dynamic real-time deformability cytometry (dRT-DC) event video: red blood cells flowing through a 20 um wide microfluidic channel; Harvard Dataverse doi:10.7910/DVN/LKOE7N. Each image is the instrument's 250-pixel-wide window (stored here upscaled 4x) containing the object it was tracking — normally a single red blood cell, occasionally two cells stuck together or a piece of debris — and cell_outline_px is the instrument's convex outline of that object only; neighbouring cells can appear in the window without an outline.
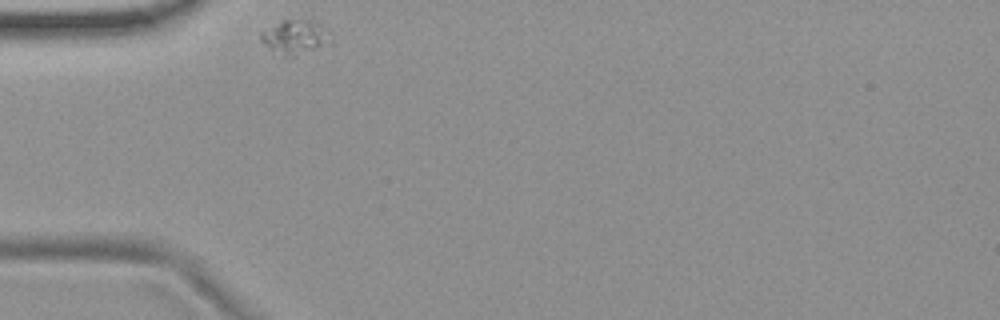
{"species": "common noctule bat (a hibernating species)", "species_latin": "Nyctalus noctula", "temperature_condition": "room temperature", "stored_images_in_passage": 33, "camera_frame_rate_fps": 3000, "um_per_image_px": 0.085, "animal": {"sex": "female", "body_mass_g": 19.9}, "frame": {"image": 1, "passage_image": 1, "time_ms": 0.0, "image_size_px": [1000, 320], "cell_outline_px": [[332, 44], [284, 60], [260, 40], [260, 32], [280, 20], [312, 16], [320, 24], [332, 40]], "centroid_in_image_um": [25.09, 3.13], "position_along_channel_um": 59.9, "area_um2": 14.85}}
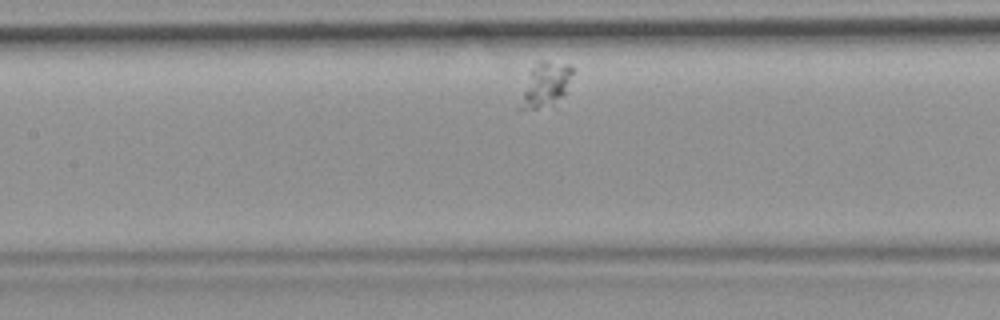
{"frame": {"image": 2, "passage_image": 11, "time_ms": 3.333, "image_size_px": [1000, 320], "cell_outline_px": [[572, 72], [564, 92], [556, 108], [516, 108], [532, 68], [540, 60], [544, 60], [572, 64]], "centroid_in_image_um": [46.37, 7.23], "position_along_channel_um": 161.0, "area_um2": 13.58}}
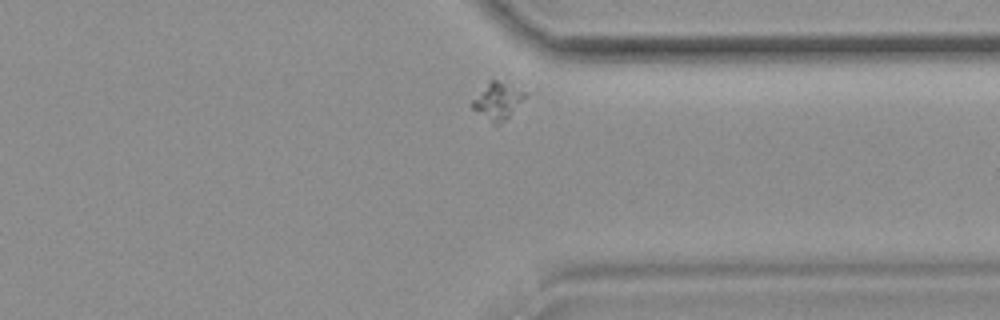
{"frame": {"image": 3, "passage_image": 30, "time_ms": 9.667, "image_size_px": [1000, 320], "cell_outline_px": [[524, 96], [508, 116], [500, 124], [492, 124], [472, 108], [468, 104], [488, 80], [520, 80], [524, 92]], "centroid_in_image_um": [42.3, 8.47], "position_along_channel_um": 369.1, "area_um2": 11.91}}